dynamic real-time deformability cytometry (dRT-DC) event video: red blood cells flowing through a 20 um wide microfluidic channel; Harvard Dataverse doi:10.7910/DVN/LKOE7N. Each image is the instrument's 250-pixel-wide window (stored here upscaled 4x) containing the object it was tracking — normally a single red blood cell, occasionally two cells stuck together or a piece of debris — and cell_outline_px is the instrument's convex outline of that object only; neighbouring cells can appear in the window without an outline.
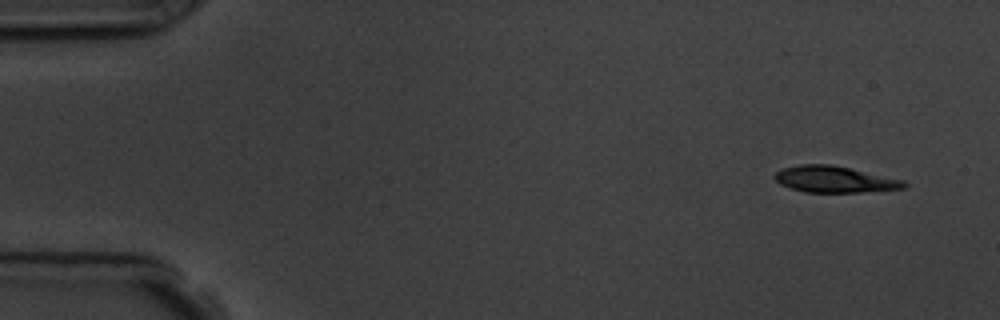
{"species": "common noctule bat (a hibernating species)", "species_latin": "Nyctalus noctula", "temperature_condition": "room temperature", "stored_images_in_passage": 6, "camera_frame_rate_fps": 3000, "um_per_image_px": 0.085, "animal": {"sex": "male", "body_mass_g": 19.5, "forearm_length_mm": 54.6}, "frame": {"image": 1, "passage_image": 1, "time_ms": 0.0, "image_size_px": [1000, 320], "cell_outline_px": [[908, 184], [904, 188], [860, 192], [804, 192], [780, 184], [772, 176], [776, 172], [784, 168], [800, 164], [832, 164], [904, 180]], "centroid_in_image_um": [70.92, 15.24], "position_along_channel_um": 14.1, "area_um2": 19.77}}
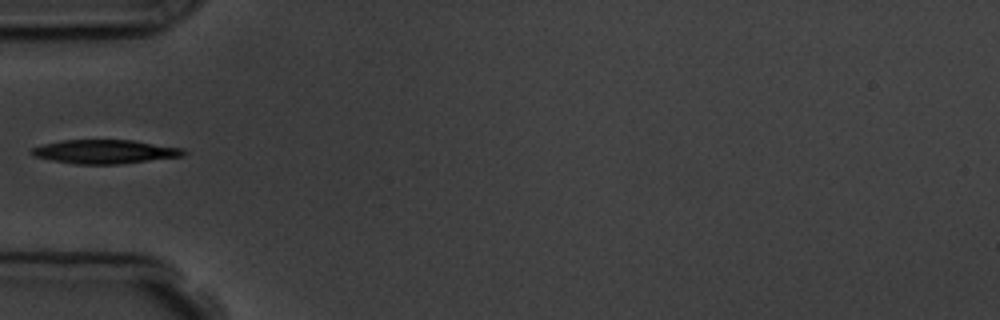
{"frame": {"image": 2, "passage_image": 5, "time_ms": 4.667, "image_size_px": [1000, 320], "cell_outline_px": [[188, 152], [184, 156], [120, 164], [76, 164], [52, 160], [36, 156], [32, 152], [32, 148], [44, 144], [60, 140], [132, 140], [184, 148]], "centroid_in_image_um": [8.99, 12.89], "position_along_channel_um": 76.0, "area_um2": 21.04}}
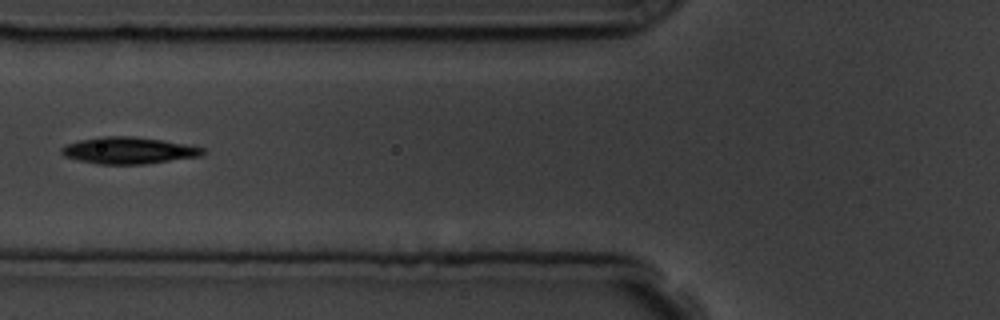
{"frame": {"image": 3, "passage_image": 6, "time_ms": 5.667, "image_size_px": [1000, 320], "cell_outline_px": [[208, 152], [200, 156], [144, 164], [100, 164], [80, 160], [64, 156], [60, 152], [60, 148], [64, 144], [80, 140], [100, 136], [132, 136], [164, 140], [204, 148]], "centroid_in_image_um": [10.92, 12.78], "position_along_channel_um": 114.9, "area_um2": 22.02}}